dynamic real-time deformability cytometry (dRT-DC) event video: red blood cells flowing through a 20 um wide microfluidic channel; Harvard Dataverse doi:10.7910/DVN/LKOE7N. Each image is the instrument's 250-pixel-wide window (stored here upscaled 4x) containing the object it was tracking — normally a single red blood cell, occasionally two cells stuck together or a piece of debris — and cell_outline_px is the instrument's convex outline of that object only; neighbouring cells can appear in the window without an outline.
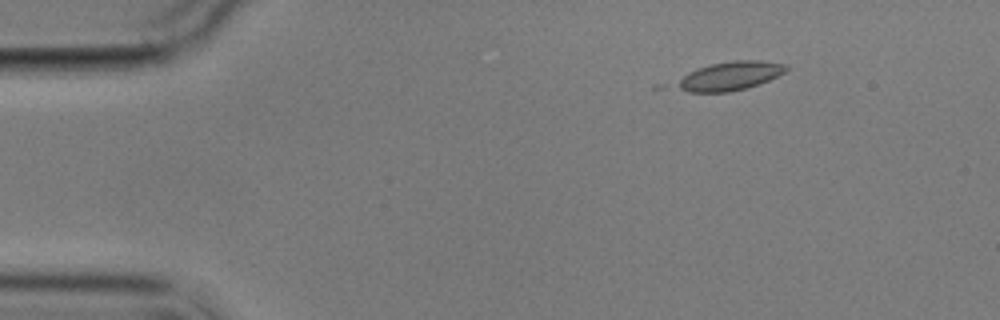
{"species": "common noctule bat (a hibernating species)", "species_latin": "Nyctalus noctula", "temperature_condition": "cold", "stored_images_in_passage": 5, "camera_frame_rate_fps": 3000, "um_per_image_px": 0.085, "animal": {"sex": "male", "body_mass_g": 17.9}, "frame": {"image": 1, "passage_image": 1, "time_ms": 0.0, "image_size_px": [1000, 320], "cell_outline_px": [[788, 68], [784, 72], [768, 80], [748, 88], [728, 92], [688, 92], [672, 84], [688, 72], [696, 68], [712, 64], [736, 60], [760, 60], [788, 64]], "centroid_in_image_um": [62.03, 6.45], "position_along_channel_um": 23.0, "area_um2": 18.32}}
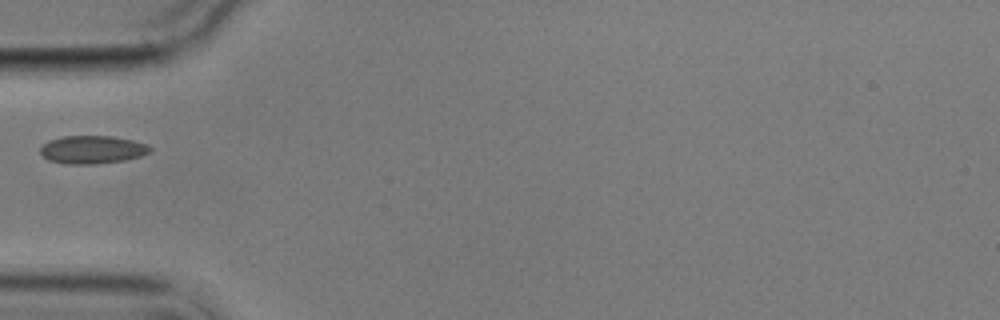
{"frame": {"image": 2, "passage_image": 4, "time_ms": 3.667, "image_size_px": [1000, 320], "cell_outline_px": [[152, 148], [148, 152], [140, 156], [124, 160], [92, 164], [68, 164], [48, 160], [40, 152], [40, 148], [48, 140], [64, 136], [112, 136], [132, 140], [148, 144]], "centroid_in_image_um": [7.83, 12.71], "position_along_channel_um": 77.2, "area_um2": 17.8}}
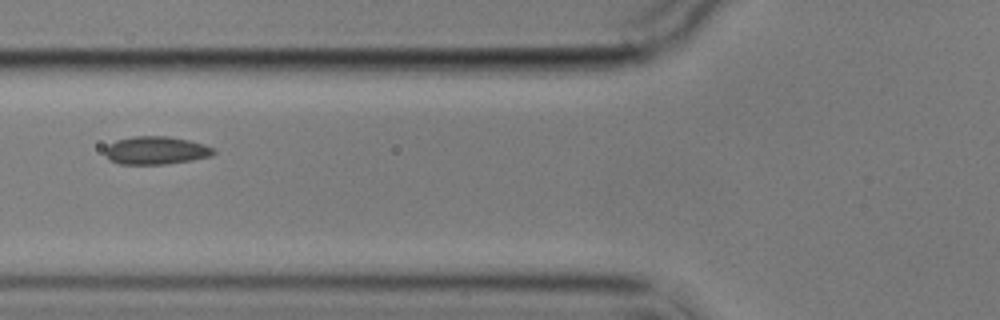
{"frame": {"image": 3, "passage_image": 5, "time_ms": 4.667, "image_size_px": [1000, 320], "cell_outline_px": [[216, 152], [212, 156], [192, 160], [164, 164], [120, 164], [108, 160], [104, 152], [104, 148], [108, 144], [116, 140], [132, 136], [168, 136], [188, 140], [204, 144], [212, 148]], "centroid_in_image_um": [13.21, 12.78], "position_along_channel_um": 112.6, "area_um2": 17.86}}